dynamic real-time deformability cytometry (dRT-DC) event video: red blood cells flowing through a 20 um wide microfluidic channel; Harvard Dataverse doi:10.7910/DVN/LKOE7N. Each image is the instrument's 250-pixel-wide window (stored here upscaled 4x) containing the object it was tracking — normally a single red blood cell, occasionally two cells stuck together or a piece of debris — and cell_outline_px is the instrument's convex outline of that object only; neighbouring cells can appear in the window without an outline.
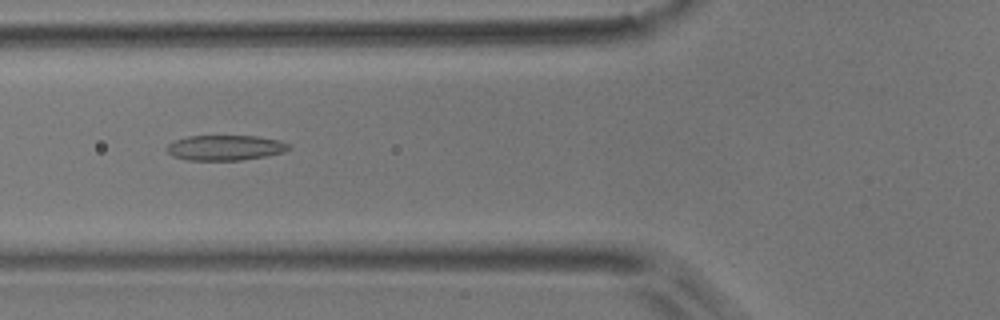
{"species": "common noctule bat (a hibernating species)", "species_latin": "Nyctalus noctula", "temperature_condition": "room temperature", "stored_images_in_passage": 36, "camera_frame_rate_fps": 3000, "um_per_image_px": 0.085, "animal": {"sex": "male", "body_mass_g": 17.9}, "frame": {"image": 1, "passage_image": 7, "time_ms": 2.0, "image_size_px": [1000, 320], "cell_outline_px": [[292, 148], [284, 152], [264, 156], [240, 160], [188, 160], [172, 156], [164, 148], [168, 144], [176, 140], [188, 136], [256, 136], [280, 140], [292, 144]], "centroid_in_image_um": [19.17, 12.55], "position_along_channel_um": 106.6, "area_um2": 18.03}}
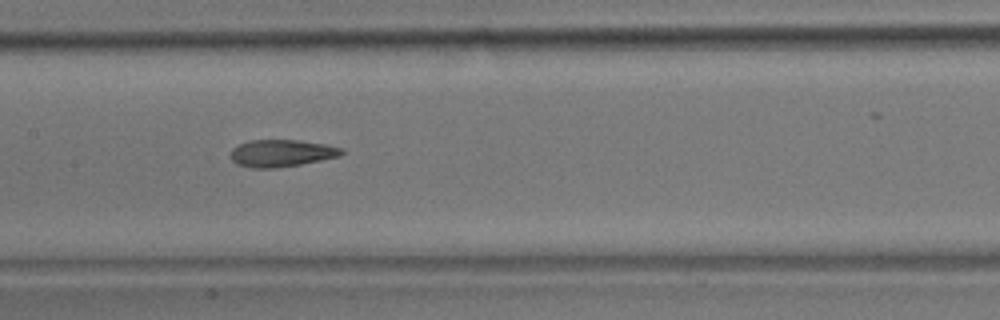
{"frame": {"image": 2, "passage_image": 13, "time_ms": 4.0, "image_size_px": [1000, 320], "cell_outline_px": [[344, 152], [340, 156], [300, 164], [276, 168], [252, 168], [236, 164], [232, 160], [232, 148], [240, 144], [252, 140], [300, 140], [324, 144], [344, 148]], "centroid_in_image_um": [23.95, 13.02], "position_along_channel_um": 183.5, "area_um2": 17.46}}
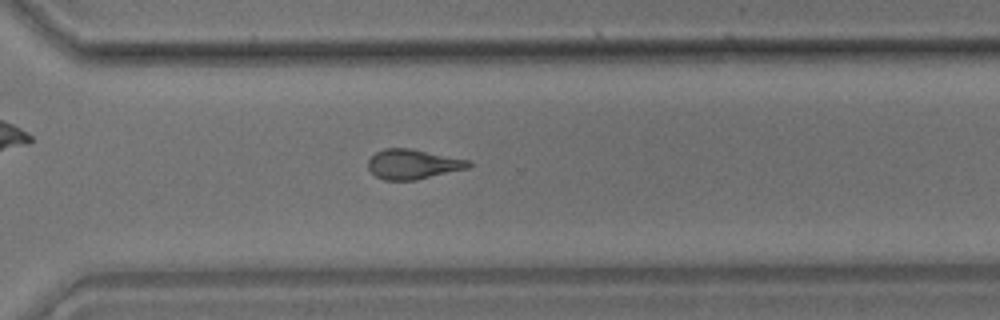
{"frame": {"image": 3, "passage_image": 25, "time_ms": 8.0, "image_size_px": [1000, 320], "cell_outline_px": [[472, 164], [468, 168], [416, 180], [384, 180], [376, 176], [368, 168], [368, 160], [376, 152], [384, 148], [412, 148], [472, 160]], "centroid_in_image_um": [35.13, 13.94], "position_along_channel_um": 335.5, "area_um2": 17.63}, "authors_computed_cell_mechanics": {"area_um2": 17.7157, "velocity_mm_per_s": 3.8117, "shape_relaxation_time_tau1_ms": null, "shape_relaxation_time_tau2_ms": 3.6008, "deformation_change_tau1": null, "deformation_change_tau2": 0.1336}}